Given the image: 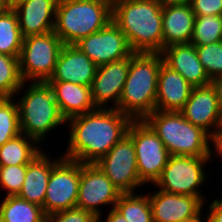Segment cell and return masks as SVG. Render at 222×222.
<instances>
[{
    "mask_svg": "<svg viewBox=\"0 0 222 222\" xmlns=\"http://www.w3.org/2000/svg\"><path fill=\"white\" fill-rule=\"evenodd\" d=\"M132 119L113 108H97L66 120L70 125L63 158L95 164L125 135ZM69 122V123H68Z\"/></svg>",
    "mask_w": 222,
    "mask_h": 222,
    "instance_id": "1",
    "label": "cell"
},
{
    "mask_svg": "<svg viewBox=\"0 0 222 222\" xmlns=\"http://www.w3.org/2000/svg\"><path fill=\"white\" fill-rule=\"evenodd\" d=\"M112 21L133 52L163 51L162 7L155 0H121L112 5Z\"/></svg>",
    "mask_w": 222,
    "mask_h": 222,
    "instance_id": "2",
    "label": "cell"
},
{
    "mask_svg": "<svg viewBox=\"0 0 222 222\" xmlns=\"http://www.w3.org/2000/svg\"><path fill=\"white\" fill-rule=\"evenodd\" d=\"M161 53L133 52L118 110L132 120H144L155 111Z\"/></svg>",
    "mask_w": 222,
    "mask_h": 222,
    "instance_id": "3",
    "label": "cell"
},
{
    "mask_svg": "<svg viewBox=\"0 0 222 222\" xmlns=\"http://www.w3.org/2000/svg\"><path fill=\"white\" fill-rule=\"evenodd\" d=\"M112 21L107 0H58L53 31L63 44L75 45Z\"/></svg>",
    "mask_w": 222,
    "mask_h": 222,
    "instance_id": "4",
    "label": "cell"
},
{
    "mask_svg": "<svg viewBox=\"0 0 222 222\" xmlns=\"http://www.w3.org/2000/svg\"><path fill=\"white\" fill-rule=\"evenodd\" d=\"M144 121L162 140L170 155L212 157V137L192 125L180 112L155 110Z\"/></svg>",
    "mask_w": 222,
    "mask_h": 222,
    "instance_id": "5",
    "label": "cell"
},
{
    "mask_svg": "<svg viewBox=\"0 0 222 222\" xmlns=\"http://www.w3.org/2000/svg\"><path fill=\"white\" fill-rule=\"evenodd\" d=\"M27 91L17 100L21 133L39 144L60 125L66 124L52 88L47 82H29Z\"/></svg>",
    "mask_w": 222,
    "mask_h": 222,
    "instance_id": "6",
    "label": "cell"
},
{
    "mask_svg": "<svg viewBox=\"0 0 222 222\" xmlns=\"http://www.w3.org/2000/svg\"><path fill=\"white\" fill-rule=\"evenodd\" d=\"M63 42L54 31L23 38L19 72L23 82H47L53 75Z\"/></svg>",
    "mask_w": 222,
    "mask_h": 222,
    "instance_id": "7",
    "label": "cell"
},
{
    "mask_svg": "<svg viewBox=\"0 0 222 222\" xmlns=\"http://www.w3.org/2000/svg\"><path fill=\"white\" fill-rule=\"evenodd\" d=\"M211 158L171 155L154 186L174 194L195 196L205 203L206 198L200 193L199 187L206 182L204 166L210 163L207 161Z\"/></svg>",
    "mask_w": 222,
    "mask_h": 222,
    "instance_id": "8",
    "label": "cell"
},
{
    "mask_svg": "<svg viewBox=\"0 0 222 222\" xmlns=\"http://www.w3.org/2000/svg\"><path fill=\"white\" fill-rule=\"evenodd\" d=\"M127 134L135 147L140 181L143 184H155L168 163L170 153L144 120H133Z\"/></svg>",
    "mask_w": 222,
    "mask_h": 222,
    "instance_id": "9",
    "label": "cell"
},
{
    "mask_svg": "<svg viewBox=\"0 0 222 222\" xmlns=\"http://www.w3.org/2000/svg\"><path fill=\"white\" fill-rule=\"evenodd\" d=\"M80 182V162L62 158L53 168L46 189L44 214L76 208Z\"/></svg>",
    "mask_w": 222,
    "mask_h": 222,
    "instance_id": "10",
    "label": "cell"
},
{
    "mask_svg": "<svg viewBox=\"0 0 222 222\" xmlns=\"http://www.w3.org/2000/svg\"><path fill=\"white\" fill-rule=\"evenodd\" d=\"M121 193H134L143 186L138 175L135 147L127 134L95 163Z\"/></svg>",
    "mask_w": 222,
    "mask_h": 222,
    "instance_id": "11",
    "label": "cell"
},
{
    "mask_svg": "<svg viewBox=\"0 0 222 222\" xmlns=\"http://www.w3.org/2000/svg\"><path fill=\"white\" fill-rule=\"evenodd\" d=\"M119 189L96 164L80 163V182L76 208L86 210L101 219V207L113 208L121 196Z\"/></svg>",
    "mask_w": 222,
    "mask_h": 222,
    "instance_id": "12",
    "label": "cell"
},
{
    "mask_svg": "<svg viewBox=\"0 0 222 222\" xmlns=\"http://www.w3.org/2000/svg\"><path fill=\"white\" fill-rule=\"evenodd\" d=\"M180 113L192 125L202 128L212 137L222 125V108L217 84L212 82L205 86L193 87Z\"/></svg>",
    "mask_w": 222,
    "mask_h": 222,
    "instance_id": "13",
    "label": "cell"
},
{
    "mask_svg": "<svg viewBox=\"0 0 222 222\" xmlns=\"http://www.w3.org/2000/svg\"><path fill=\"white\" fill-rule=\"evenodd\" d=\"M75 45L97 66L122 60L133 53L125 34L113 21Z\"/></svg>",
    "mask_w": 222,
    "mask_h": 222,
    "instance_id": "14",
    "label": "cell"
},
{
    "mask_svg": "<svg viewBox=\"0 0 222 222\" xmlns=\"http://www.w3.org/2000/svg\"><path fill=\"white\" fill-rule=\"evenodd\" d=\"M130 66V56L97 66L95 77L91 84V96L96 108H113L118 110L127 73ZM113 104L109 107L107 103Z\"/></svg>",
    "mask_w": 222,
    "mask_h": 222,
    "instance_id": "15",
    "label": "cell"
},
{
    "mask_svg": "<svg viewBox=\"0 0 222 222\" xmlns=\"http://www.w3.org/2000/svg\"><path fill=\"white\" fill-rule=\"evenodd\" d=\"M158 190L148 194L153 222H179L203 209L204 202L198 197Z\"/></svg>",
    "mask_w": 222,
    "mask_h": 222,
    "instance_id": "16",
    "label": "cell"
},
{
    "mask_svg": "<svg viewBox=\"0 0 222 222\" xmlns=\"http://www.w3.org/2000/svg\"><path fill=\"white\" fill-rule=\"evenodd\" d=\"M97 65L76 45L64 44L48 81H67L91 87Z\"/></svg>",
    "mask_w": 222,
    "mask_h": 222,
    "instance_id": "17",
    "label": "cell"
},
{
    "mask_svg": "<svg viewBox=\"0 0 222 222\" xmlns=\"http://www.w3.org/2000/svg\"><path fill=\"white\" fill-rule=\"evenodd\" d=\"M58 0H22L12 8L23 37L53 31Z\"/></svg>",
    "mask_w": 222,
    "mask_h": 222,
    "instance_id": "18",
    "label": "cell"
},
{
    "mask_svg": "<svg viewBox=\"0 0 222 222\" xmlns=\"http://www.w3.org/2000/svg\"><path fill=\"white\" fill-rule=\"evenodd\" d=\"M193 86L164 62L158 72L155 110L180 112L190 97Z\"/></svg>",
    "mask_w": 222,
    "mask_h": 222,
    "instance_id": "19",
    "label": "cell"
},
{
    "mask_svg": "<svg viewBox=\"0 0 222 222\" xmlns=\"http://www.w3.org/2000/svg\"><path fill=\"white\" fill-rule=\"evenodd\" d=\"M161 54L164 63L181 74L191 86L199 87L212 83L193 44L171 45L164 48Z\"/></svg>",
    "mask_w": 222,
    "mask_h": 222,
    "instance_id": "20",
    "label": "cell"
},
{
    "mask_svg": "<svg viewBox=\"0 0 222 222\" xmlns=\"http://www.w3.org/2000/svg\"><path fill=\"white\" fill-rule=\"evenodd\" d=\"M195 14L189 2L162 8L163 49L190 43L193 37Z\"/></svg>",
    "mask_w": 222,
    "mask_h": 222,
    "instance_id": "21",
    "label": "cell"
},
{
    "mask_svg": "<svg viewBox=\"0 0 222 222\" xmlns=\"http://www.w3.org/2000/svg\"><path fill=\"white\" fill-rule=\"evenodd\" d=\"M47 83L52 88L55 101L66 120L97 109L92 100L91 87L67 81H47Z\"/></svg>",
    "mask_w": 222,
    "mask_h": 222,
    "instance_id": "22",
    "label": "cell"
},
{
    "mask_svg": "<svg viewBox=\"0 0 222 222\" xmlns=\"http://www.w3.org/2000/svg\"><path fill=\"white\" fill-rule=\"evenodd\" d=\"M63 158H53L47 156L43 151L31 163L27 164V171L24 182L18 197L28 202L44 205L46 189L52 168Z\"/></svg>",
    "mask_w": 222,
    "mask_h": 222,
    "instance_id": "23",
    "label": "cell"
},
{
    "mask_svg": "<svg viewBox=\"0 0 222 222\" xmlns=\"http://www.w3.org/2000/svg\"><path fill=\"white\" fill-rule=\"evenodd\" d=\"M36 143V144H35ZM39 143L24 134L10 139L0 146V166H15L31 163L42 153Z\"/></svg>",
    "mask_w": 222,
    "mask_h": 222,
    "instance_id": "24",
    "label": "cell"
},
{
    "mask_svg": "<svg viewBox=\"0 0 222 222\" xmlns=\"http://www.w3.org/2000/svg\"><path fill=\"white\" fill-rule=\"evenodd\" d=\"M0 221L45 222L46 215L38 204L16 196H5L0 202Z\"/></svg>",
    "mask_w": 222,
    "mask_h": 222,
    "instance_id": "25",
    "label": "cell"
},
{
    "mask_svg": "<svg viewBox=\"0 0 222 222\" xmlns=\"http://www.w3.org/2000/svg\"><path fill=\"white\" fill-rule=\"evenodd\" d=\"M23 38L17 14L11 7L0 14V54L19 57Z\"/></svg>",
    "mask_w": 222,
    "mask_h": 222,
    "instance_id": "26",
    "label": "cell"
},
{
    "mask_svg": "<svg viewBox=\"0 0 222 222\" xmlns=\"http://www.w3.org/2000/svg\"><path fill=\"white\" fill-rule=\"evenodd\" d=\"M114 208L127 222H153L148 194L122 193Z\"/></svg>",
    "mask_w": 222,
    "mask_h": 222,
    "instance_id": "27",
    "label": "cell"
},
{
    "mask_svg": "<svg viewBox=\"0 0 222 222\" xmlns=\"http://www.w3.org/2000/svg\"><path fill=\"white\" fill-rule=\"evenodd\" d=\"M25 84L19 72V57L0 54V98L18 96Z\"/></svg>",
    "mask_w": 222,
    "mask_h": 222,
    "instance_id": "28",
    "label": "cell"
},
{
    "mask_svg": "<svg viewBox=\"0 0 222 222\" xmlns=\"http://www.w3.org/2000/svg\"><path fill=\"white\" fill-rule=\"evenodd\" d=\"M222 15L196 16L191 44L203 46L221 41Z\"/></svg>",
    "mask_w": 222,
    "mask_h": 222,
    "instance_id": "29",
    "label": "cell"
},
{
    "mask_svg": "<svg viewBox=\"0 0 222 222\" xmlns=\"http://www.w3.org/2000/svg\"><path fill=\"white\" fill-rule=\"evenodd\" d=\"M21 134L18 105L14 97L0 98V146Z\"/></svg>",
    "mask_w": 222,
    "mask_h": 222,
    "instance_id": "30",
    "label": "cell"
},
{
    "mask_svg": "<svg viewBox=\"0 0 222 222\" xmlns=\"http://www.w3.org/2000/svg\"><path fill=\"white\" fill-rule=\"evenodd\" d=\"M199 60L212 82L222 78V42L195 46Z\"/></svg>",
    "mask_w": 222,
    "mask_h": 222,
    "instance_id": "31",
    "label": "cell"
},
{
    "mask_svg": "<svg viewBox=\"0 0 222 222\" xmlns=\"http://www.w3.org/2000/svg\"><path fill=\"white\" fill-rule=\"evenodd\" d=\"M27 164L0 166V189L7 191L6 196H16L21 191Z\"/></svg>",
    "mask_w": 222,
    "mask_h": 222,
    "instance_id": "32",
    "label": "cell"
},
{
    "mask_svg": "<svg viewBox=\"0 0 222 222\" xmlns=\"http://www.w3.org/2000/svg\"><path fill=\"white\" fill-rule=\"evenodd\" d=\"M45 222H98V218L86 210L72 208L47 215Z\"/></svg>",
    "mask_w": 222,
    "mask_h": 222,
    "instance_id": "33",
    "label": "cell"
},
{
    "mask_svg": "<svg viewBox=\"0 0 222 222\" xmlns=\"http://www.w3.org/2000/svg\"><path fill=\"white\" fill-rule=\"evenodd\" d=\"M195 16L222 15V0H189Z\"/></svg>",
    "mask_w": 222,
    "mask_h": 222,
    "instance_id": "34",
    "label": "cell"
},
{
    "mask_svg": "<svg viewBox=\"0 0 222 222\" xmlns=\"http://www.w3.org/2000/svg\"><path fill=\"white\" fill-rule=\"evenodd\" d=\"M209 211L207 210L208 222H222V198L214 199L209 205Z\"/></svg>",
    "mask_w": 222,
    "mask_h": 222,
    "instance_id": "35",
    "label": "cell"
},
{
    "mask_svg": "<svg viewBox=\"0 0 222 222\" xmlns=\"http://www.w3.org/2000/svg\"><path fill=\"white\" fill-rule=\"evenodd\" d=\"M211 146H214L212 155L215 153L222 158V125L217 129L215 134L212 136Z\"/></svg>",
    "mask_w": 222,
    "mask_h": 222,
    "instance_id": "36",
    "label": "cell"
},
{
    "mask_svg": "<svg viewBox=\"0 0 222 222\" xmlns=\"http://www.w3.org/2000/svg\"><path fill=\"white\" fill-rule=\"evenodd\" d=\"M103 219H98V222H102ZM104 222H127L126 219L118 212L115 208H111L109 211L106 220Z\"/></svg>",
    "mask_w": 222,
    "mask_h": 222,
    "instance_id": "37",
    "label": "cell"
},
{
    "mask_svg": "<svg viewBox=\"0 0 222 222\" xmlns=\"http://www.w3.org/2000/svg\"><path fill=\"white\" fill-rule=\"evenodd\" d=\"M162 8L171 5H180L189 2V0H155Z\"/></svg>",
    "mask_w": 222,
    "mask_h": 222,
    "instance_id": "38",
    "label": "cell"
},
{
    "mask_svg": "<svg viewBox=\"0 0 222 222\" xmlns=\"http://www.w3.org/2000/svg\"><path fill=\"white\" fill-rule=\"evenodd\" d=\"M201 215H202V210L197 215H195L193 217H189V218L183 219V220H181L179 222H203V220H204V222H208L207 215H206V218L203 219V220L201 219L202 218Z\"/></svg>",
    "mask_w": 222,
    "mask_h": 222,
    "instance_id": "39",
    "label": "cell"
},
{
    "mask_svg": "<svg viewBox=\"0 0 222 222\" xmlns=\"http://www.w3.org/2000/svg\"><path fill=\"white\" fill-rule=\"evenodd\" d=\"M9 8L7 0H0V14L5 13Z\"/></svg>",
    "mask_w": 222,
    "mask_h": 222,
    "instance_id": "40",
    "label": "cell"
},
{
    "mask_svg": "<svg viewBox=\"0 0 222 222\" xmlns=\"http://www.w3.org/2000/svg\"><path fill=\"white\" fill-rule=\"evenodd\" d=\"M219 88V93H220V102L222 103V78L218 79L215 82Z\"/></svg>",
    "mask_w": 222,
    "mask_h": 222,
    "instance_id": "41",
    "label": "cell"
},
{
    "mask_svg": "<svg viewBox=\"0 0 222 222\" xmlns=\"http://www.w3.org/2000/svg\"><path fill=\"white\" fill-rule=\"evenodd\" d=\"M20 1H22V0H7V2H8V5L10 6V7H13L14 5H16L18 2H20Z\"/></svg>",
    "mask_w": 222,
    "mask_h": 222,
    "instance_id": "42",
    "label": "cell"
},
{
    "mask_svg": "<svg viewBox=\"0 0 222 222\" xmlns=\"http://www.w3.org/2000/svg\"><path fill=\"white\" fill-rule=\"evenodd\" d=\"M108 2H110L112 5L118 1H121V0H107Z\"/></svg>",
    "mask_w": 222,
    "mask_h": 222,
    "instance_id": "43",
    "label": "cell"
}]
</instances>
